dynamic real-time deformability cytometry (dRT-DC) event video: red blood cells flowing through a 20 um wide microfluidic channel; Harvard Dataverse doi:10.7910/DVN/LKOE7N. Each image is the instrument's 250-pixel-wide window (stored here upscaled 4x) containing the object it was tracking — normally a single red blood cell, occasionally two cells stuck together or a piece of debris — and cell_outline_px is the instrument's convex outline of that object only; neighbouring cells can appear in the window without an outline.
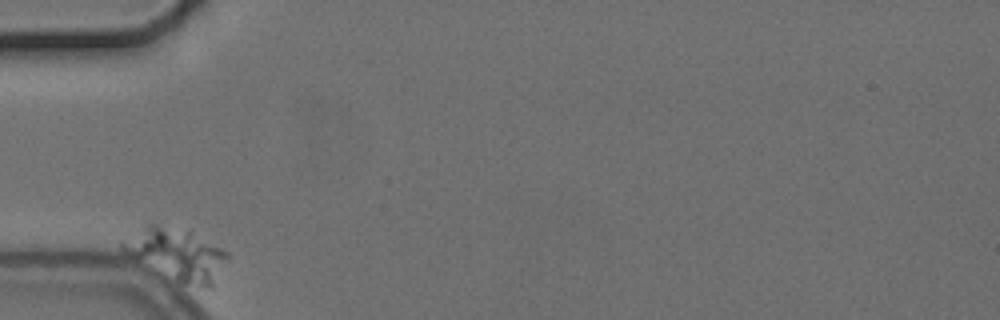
{"species": "common noctule bat (a hibernating species)", "species_latin": "Nyctalus noctula", "temperature_condition": "cold", "stored_images_in_passage": 2, "camera_frame_rate_fps": 3000, "um_per_image_px": 0.085, "animal": {"sex": "female", "body_mass_g": 24.6, "forearm_length_mm": 56.2}, "frame": {"image": 1, "passage_image": 1, "time_ms": 0.0, "image_size_px": [1000, 320], "cell_outline_px": [[228, 256], [212, 288], [208, 288], [180, 284], [128, 256], [120, 248], [120, 240], [148, 224], [156, 224], [188, 232], [228, 252]], "centroid_in_image_um": [14.96, 21.65], "position_along_channel_um": 70.0, "area_um2": 31.1}}